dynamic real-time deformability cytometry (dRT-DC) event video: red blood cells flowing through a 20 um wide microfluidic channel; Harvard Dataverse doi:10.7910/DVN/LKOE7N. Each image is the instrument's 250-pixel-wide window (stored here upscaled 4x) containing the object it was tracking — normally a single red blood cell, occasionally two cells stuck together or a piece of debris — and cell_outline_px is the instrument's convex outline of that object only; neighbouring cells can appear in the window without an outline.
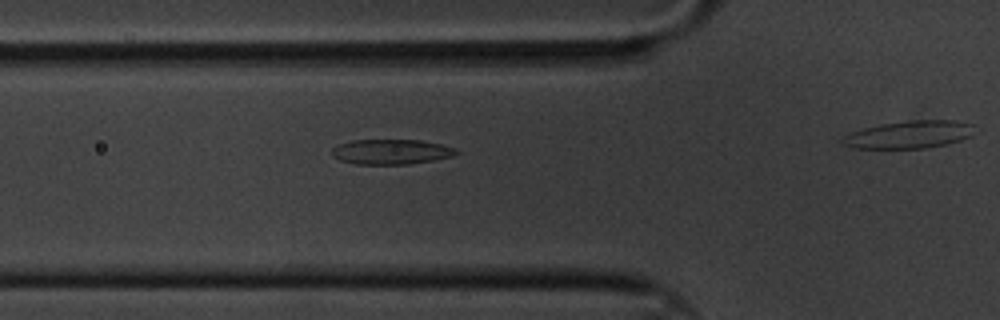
{"species": "common noctule bat (a hibernating species)", "species_latin": "Nyctalus noctula", "temperature_condition": "cold", "stored_images_in_passage": 4, "segment_of_instrument_passage": [1, 2], "camera_frame_rate_fps": 3000, "um_per_image_px": 0.085, "animal": {"sex": "male", "body_mass_g": 20.1, "forearm_length_mm": 53.5}, "frame": {"image": 1, "passage_image": 3, "time_ms": 0.667, "image_size_px": [1000, 320], "cell_outline_px": [[460, 152], [452, 156], [432, 160], [408, 164], [356, 164], [340, 160], [332, 156], [332, 148], [340, 144], [352, 140], [420, 140], [440, 144], [456, 148]], "centroid_in_image_um": [33.24, 12.9], "position_along_channel_um": 92.6, "area_um2": 18.03}}